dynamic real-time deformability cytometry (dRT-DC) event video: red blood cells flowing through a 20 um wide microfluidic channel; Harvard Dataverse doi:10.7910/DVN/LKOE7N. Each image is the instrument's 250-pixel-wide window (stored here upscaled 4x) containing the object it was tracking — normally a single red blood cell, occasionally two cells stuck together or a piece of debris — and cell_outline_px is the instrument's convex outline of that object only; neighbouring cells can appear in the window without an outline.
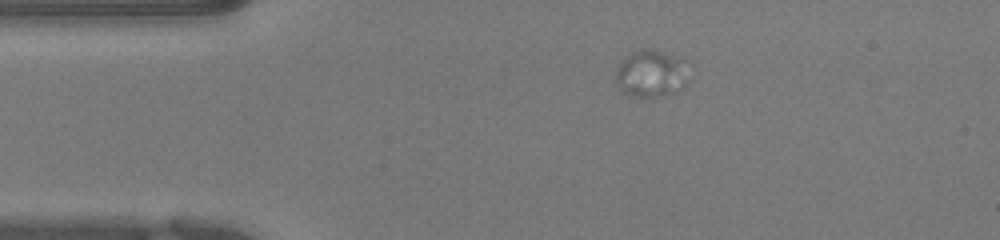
{"species": "human", "species_latin": "Homo sapiens", "temperature_condition": "warm", "stored_images_in_passage": 52, "camera_frame_rate_fps": 3000, "um_per_image_px": 0.085, "donor": {"sex": "female"}, "frame": {"image": 1, "passage_image": 8, "time_ms": 2.333, "image_size_px": [1000, 240], "cell_outline_px": [[692, 64], [684, 88], [676, 92], [660, 96], [632, 96], [620, 92], [616, 84], [616, 64], [624, 56], [640, 48], [648, 48], [688, 60]], "centroid_in_image_um": [55.37, 6.23], "position_along_channel_um": 29.6, "area_um2": 20.92}}
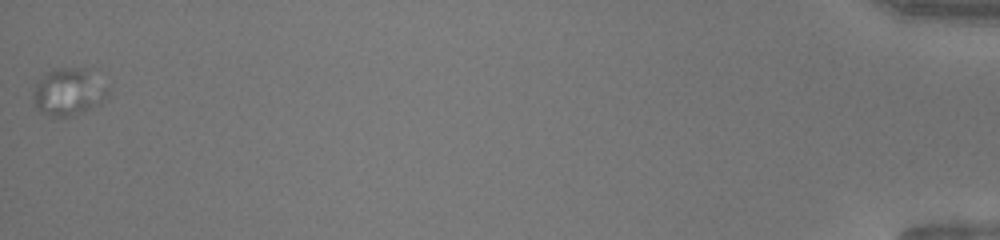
{"frame": {"image": 2, "passage_image": 52, "time_ms": 17.0, "image_size_px": [1000, 240], "cell_outline_px": [[108, 96], [100, 104], [72, 116], [48, 116], [40, 112], [36, 108], [32, 96], [32, 92], [36, 84], [44, 72], [52, 68], [84, 68], [108, 88]], "centroid_in_image_um": [5.77, 7.82], "position_along_channel_um": 429.4, "area_um2": 20.52}}